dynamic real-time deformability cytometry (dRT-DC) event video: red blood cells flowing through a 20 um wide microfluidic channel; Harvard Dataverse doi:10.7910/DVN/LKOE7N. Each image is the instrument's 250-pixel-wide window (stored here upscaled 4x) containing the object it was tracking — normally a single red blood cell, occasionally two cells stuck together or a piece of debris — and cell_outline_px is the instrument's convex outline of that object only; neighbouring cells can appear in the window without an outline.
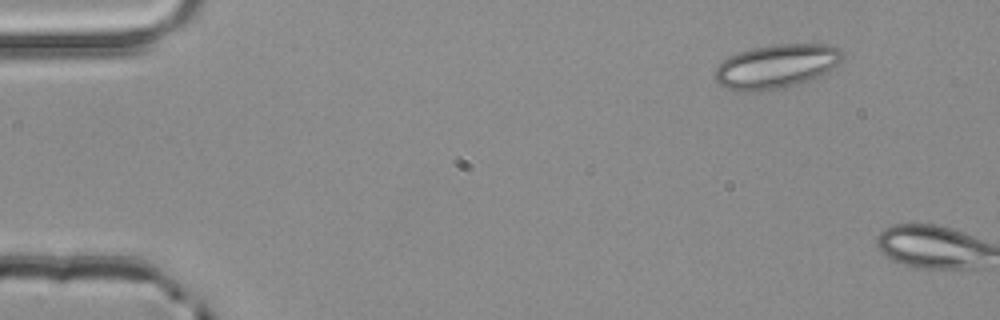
{"species": "common noctule bat (a hibernating species)", "species_latin": "Nyctalus noctula", "temperature_condition": "room temperature", "stored_images_in_passage": 2, "camera_frame_rate_fps": 3000, "um_per_image_px": 0.085, "animal": {"sex": "male", "body_mass_g": 20.4}, "frame": {"image": 1, "passage_image": 1, "time_ms": 0.0, "image_size_px": [1000, 320], "cell_outline_px": [[844, 56], [824, 76], [804, 84], [784, 88], [756, 92], [748, 92], [724, 88], [716, 80], [716, 68], [728, 56], [736, 52], [752, 48], [772, 44], [828, 44], [840, 48], [844, 52]], "centroid_in_image_um": [66.03, 5.65], "position_along_channel_um": 19.0, "area_um2": 33.35}}